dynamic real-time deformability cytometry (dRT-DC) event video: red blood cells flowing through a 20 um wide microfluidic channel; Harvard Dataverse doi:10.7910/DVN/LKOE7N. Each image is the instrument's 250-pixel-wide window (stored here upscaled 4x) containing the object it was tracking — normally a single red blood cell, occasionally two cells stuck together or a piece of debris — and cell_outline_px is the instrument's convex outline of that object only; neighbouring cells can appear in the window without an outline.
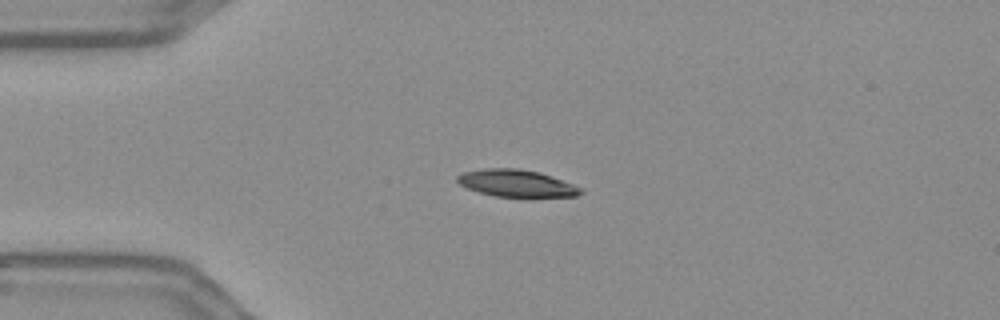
{"species": "Egyptian fruit bat (a non-hibernating species)", "species_latin": "Rousettus aegyptiacus", "temperature_condition": "warm", "stored_images_in_passage": 44, "camera_frame_rate_fps": 3000, "um_per_image_px": 0.085, "frame": {"image": 1, "passage_image": 2, "time_ms": 0.333, "image_size_px": [1000, 320], "cell_outline_px": [[584, 192], [576, 196], [532, 200], [496, 196], [480, 192], [468, 188], [460, 184], [456, 180], [456, 176], [464, 172], [484, 168], [516, 168], [540, 172], [552, 176], [584, 188]], "centroid_in_image_um": [44.01, 15.63], "position_along_channel_um": 41.0, "area_um2": 20.46}}
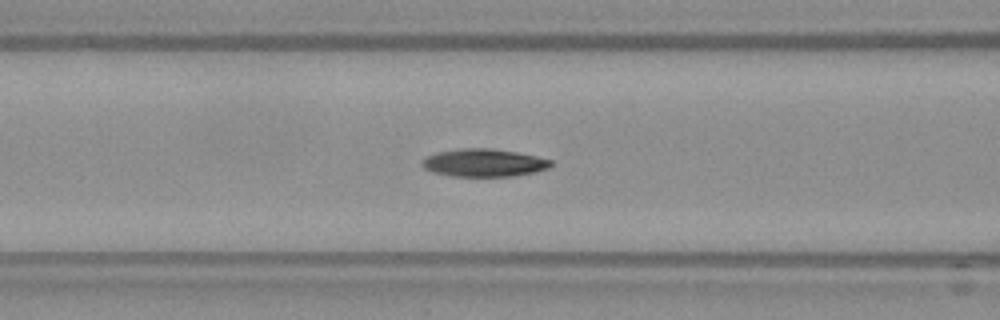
{"frame": {"image": 2, "passage_image": 11, "time_ms": 3.333, "image_size_px": [1000, 320], "cell_outline_px": [[556, 164], [548, 168], [536, 172], [516, 176], [452, 176], [432, 172], [424, 168], [420, 164], [420, 160], [436, 152], [460, 148], [492, 148], [516, 152], [536, 156], [552, 160]], "centroid_in_image_um": [41.14, 13.83], "position_along_channel_um": 125.5, "area_um2": 21.15}}
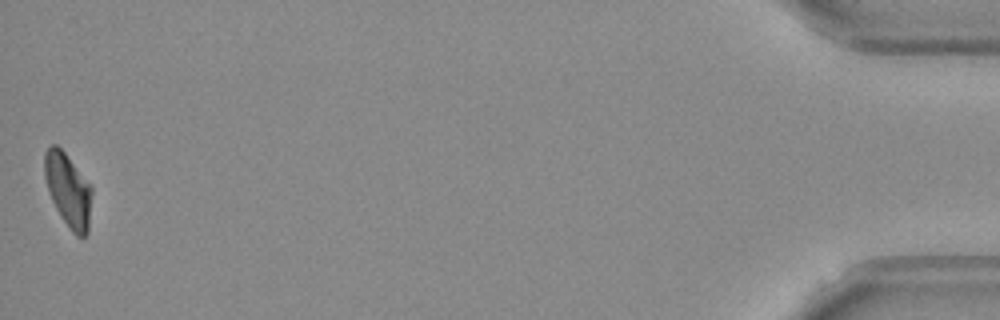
{"frame": {"image": 3, "passage_image": 44, "time_ms": 14.333, "image_size_px": [1000, 320], "cell_outline_px": [[92, 192], [88, 232], [84, 236], [76, 236], [72, 232], [60, 216], [48, 192], [44, 176], [44, 152], [52, 144], [56, 144], [64, 152], [92, 188]], "centroid_in_image_um": [5.77, 16.17], "position_along_channel_um": 429.4, "area_um2": 20.06}, "authors_computed_cell_mechanics": {"area_um2": 20.9236, "velocity_mm_per_s": 3.6451, "shape_relaxation_time_tau1_ms": 4.9494, "shape_relaxation_time_tau2_ms": 7.2956, "deformation_change_tau1": 0.1505, "deformation_change_tau2": 0.1266}}